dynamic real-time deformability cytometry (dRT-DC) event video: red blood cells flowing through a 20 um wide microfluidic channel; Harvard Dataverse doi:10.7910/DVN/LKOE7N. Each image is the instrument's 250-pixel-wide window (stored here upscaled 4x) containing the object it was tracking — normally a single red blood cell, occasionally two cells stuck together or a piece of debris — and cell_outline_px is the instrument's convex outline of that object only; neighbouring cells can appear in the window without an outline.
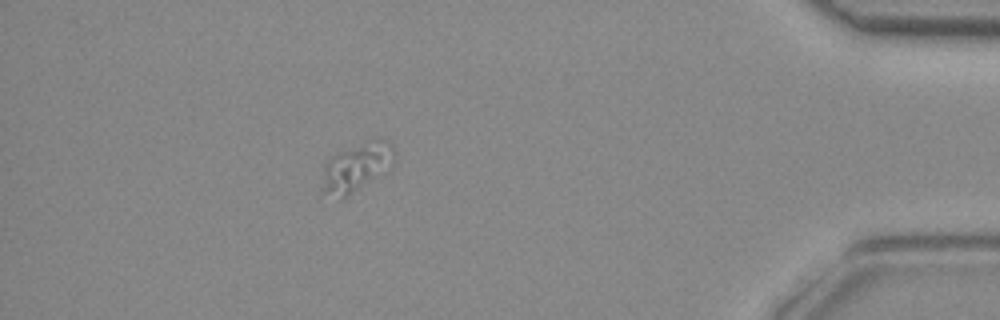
{"species": "common noctule bat (a hibernating species)", "species_latin": "Nyctalus noctula", "temperature_condition": "room temperature", "stored_images_in_passage": 45, "segment_of_instrument_passage": [2, 2], "camera_frame_rate_fps": 3000, "um_per_image_px": 0.085, "animal": {"sex": "female", "body_mass_g": 29.2, "forearm_length_mm": 56.3}, "frame": {"image": 1, "passage_image": 39, "time_ms": 12.667, "image_size_px": [1000, 320], "cell_outline_px": [[396, 160], [392, 168], [388, 172], [340, 200], [320, 192], [324, 168], [328, 160], [332, 156], [372, 136], [376, 136], [392, 144], [396, 152]], "centroid_in_image_um": [30.37, 14.2], "position_along_channel_um": 404.8, "area_um2": 21.39}}